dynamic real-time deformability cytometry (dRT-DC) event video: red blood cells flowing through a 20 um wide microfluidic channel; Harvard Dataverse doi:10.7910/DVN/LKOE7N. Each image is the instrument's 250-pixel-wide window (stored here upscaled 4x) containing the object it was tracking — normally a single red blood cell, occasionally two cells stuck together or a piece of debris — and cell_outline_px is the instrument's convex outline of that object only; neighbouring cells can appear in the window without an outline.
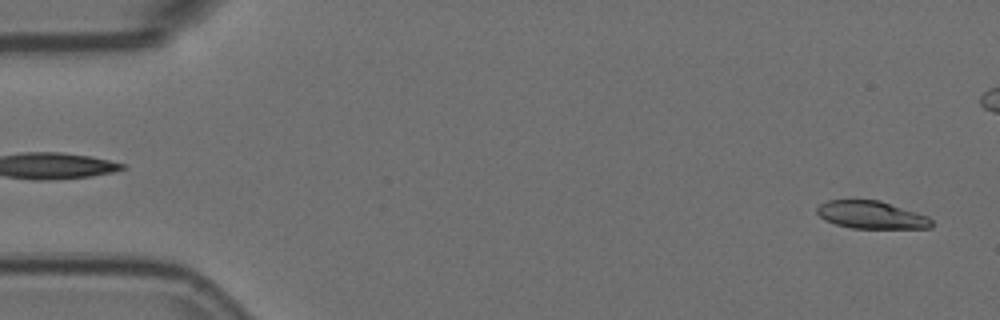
{"species": "Egyptian fruit bat (a non-hibernating species)", "species_latin": "Rousettus aegyptiacus", "temperature_condition": "room temperature", "stored_images_in_passage": 57, "camera_frame_rate_fps": 3000, "um_per_image_px": 0.085, "animal": {"sex": "female"}, "frame": {"image": 1, "passage_image": 2, "time_ms": 0.333, "image_size_px": [1000, 320], "cell_outline_px": [[932, 228], [852, 228], [836, 224], [824, 220], [816, 212], [816, 208], [820, 204], [828, 200], [880, 200], [928, 216], [932, 220]], "centroid_in_image_um": [74.06, 18.26], "position_along_channel_um": 10.9, "area_um2": 18.44}}
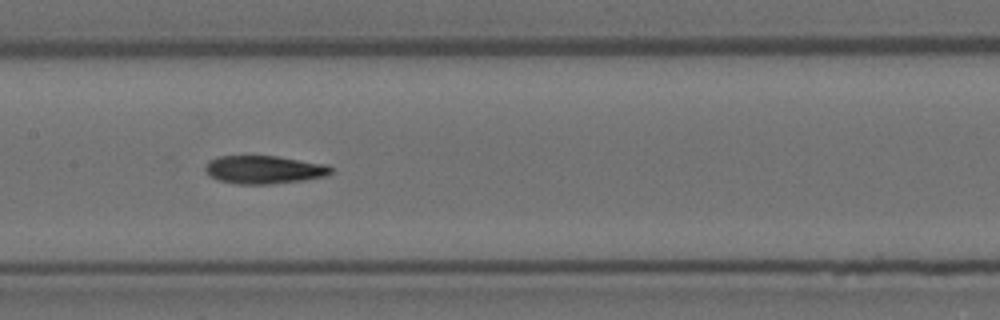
{"frame": {"image": 2, "passage_image": 27, "time_ms": 8.667, "image_size_px": [1000, 320], "cell_outline_px": [[332, 172], [328, 176], [304, 180], [268, 184], [236, 184], [220, 180], [212, 176], [204, 168], [208, 160], [216, 156], [276, 156], [328, 164], [332, 168]], "centroid_in_image_um": [22.48, 14.41], "position_along_channel_um": 184.9, "area_um2": 20.63}}
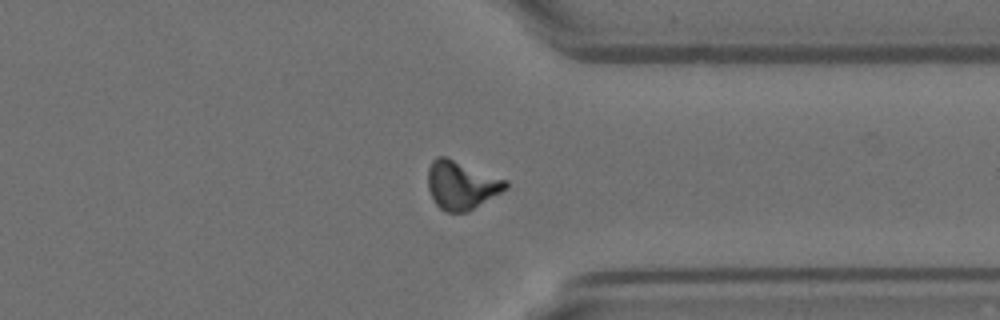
{"frame": {"image": 3, "passage_image": 43, "time_ms": 14.0, "image_size_px": [1000, 320], "cell_outline_px": [[508, 188], [468, 212], [448, 212], [440, 208], [436, 204], [428, 188], [428, 168], [432, 160], [436, 156], [448, 156], [508, 180]], "centroid_in_image_um": [39.23, 15.7], "position_along_channel_um": 372.2, "area_um2": 22.2}, "authors_computed_cell_mechanics": {"area_um2": 20.1722, "velocity_mm_per_s": 3.575, "shape_relaxation_time_tau1_ms": null, "shape_relaxation_time_tau2_ms": 9.3275, "deformation_change_tau1": null, "deformation_change_tau2": 0.1545}}